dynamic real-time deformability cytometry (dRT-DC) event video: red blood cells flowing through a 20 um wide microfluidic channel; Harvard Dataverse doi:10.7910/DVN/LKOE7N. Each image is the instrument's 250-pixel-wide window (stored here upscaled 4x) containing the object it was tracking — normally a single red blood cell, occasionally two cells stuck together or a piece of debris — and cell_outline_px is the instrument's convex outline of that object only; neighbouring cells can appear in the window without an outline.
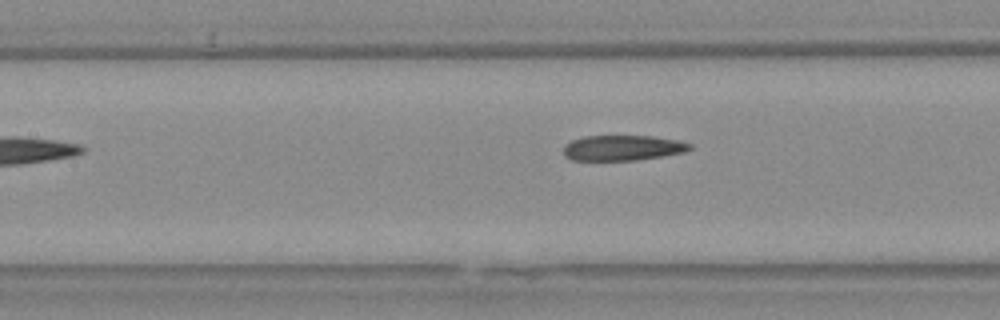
{"species": "Egyptian fruit bat (a non-hibernating species)", "species_latin": "Rousettus aegyptiacus", "temperature_condition": "warm", "stored_images_in_passage": 7, "camera_frame_rate_fps": 3000, "um_per_image_px": 0.085, "animal": {"sex": "female"}, "frame": {"image": 1, "passage_image": 7, "time_ms": 2.0, "image_size_px": [1000, 320], "cell_outline_px": [[692, 148], [684, 152], [636, 160], [572, 160], [564, 156], [564, 144], [572, 140], [584, 136], [652, 136], [680, 140], [692, 144]], "centroid_in_image_um": [52.92, 12.56], "position_along_channel_um": 154.5, "area_um2": 18.67}}